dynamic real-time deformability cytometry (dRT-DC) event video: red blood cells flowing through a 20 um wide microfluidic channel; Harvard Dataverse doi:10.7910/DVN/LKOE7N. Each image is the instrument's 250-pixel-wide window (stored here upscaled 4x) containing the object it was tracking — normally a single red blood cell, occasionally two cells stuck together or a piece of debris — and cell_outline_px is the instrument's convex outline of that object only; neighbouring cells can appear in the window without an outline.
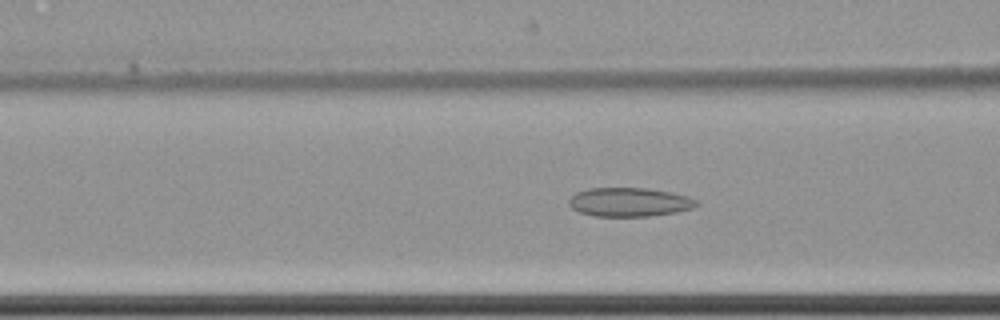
{"species": "common noctule bat (a hibernating species)", "species_latin": "Nyctalus noctula", "temperature_condition": "cold", "stored_images_in_passage": 54, "camera_frame_rate_fps": 3000, "um_per_image_px": 0.085, "animal": {"sex": "female", "body_mass_g": 22.7, "forearm_length_mm": 54.2}, "frame": {"image": 1, "passage_image": 19, "time_ms": 6.0, "image_size_px": [1000, 320], "cell_outline_px": [[700, 204], [692, 208], [676, 212], [652, 216], [596, 216], [580, 212], [572, 208], [568, 204], [568, 200], [576, 192], [588, 188], [648, 188], [672, 192], [688, 196], [696, 200]], "centroid_in_image_um": [53.51, 17.17], "position_along_channel_um": 113.1, "area_um2": 21.56}}
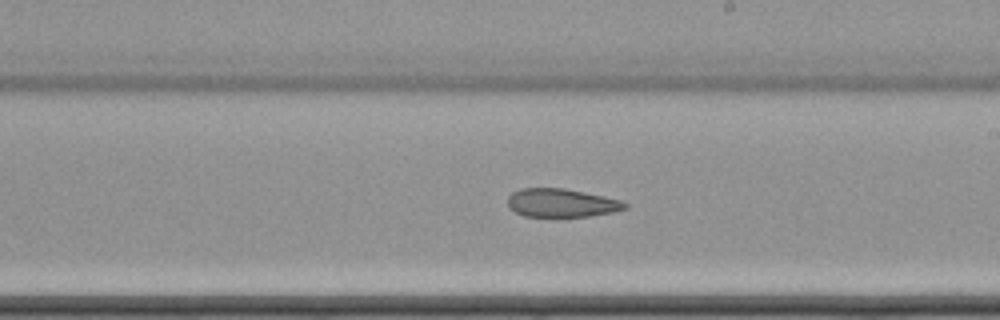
{"frame": {"image": 2, "passage_image": 30, "time_ms": 9.667, "image_size_px": [1000, 320], "cell_outline_px": [[628, 208], [616, 212], [588, 216], [524, 216], [508, 208], [508, 196], [512, 192], [520, 188], [564, 188], [604, 196], [620, 200], [628, 204]], "centroid_in_image_um": [47.73, 17.24], "position_along_channel_um": 241.3, "area_um2": 19.48}}
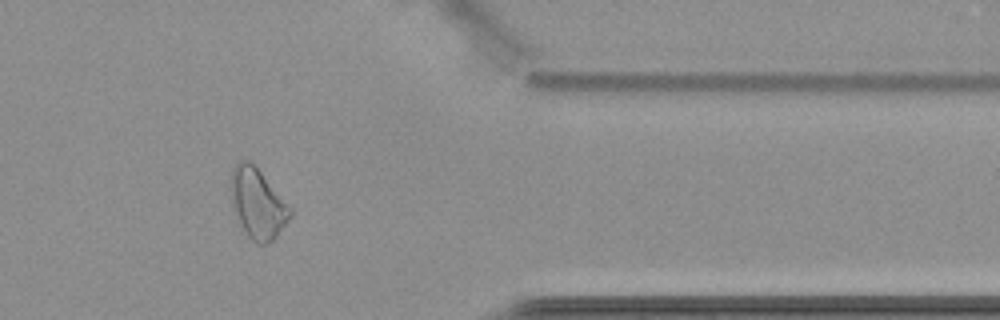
{"frame": {"image": 3, "passage_image": 44, "time_ms": 14.333, "image_size_px": [1000, 320], "cell_outline_px": [[292, 216], [276, 236], [268, 244], [256, 244], [248, 236], [232, 204], [228, 184], [232, 168], [240, 160], [248, 160], [260, 172], [292, 208]], "centroid_in_image_um": [21.88, 17.28], "position_along_channel_um": 389.5, "area_um2": 23.93}}